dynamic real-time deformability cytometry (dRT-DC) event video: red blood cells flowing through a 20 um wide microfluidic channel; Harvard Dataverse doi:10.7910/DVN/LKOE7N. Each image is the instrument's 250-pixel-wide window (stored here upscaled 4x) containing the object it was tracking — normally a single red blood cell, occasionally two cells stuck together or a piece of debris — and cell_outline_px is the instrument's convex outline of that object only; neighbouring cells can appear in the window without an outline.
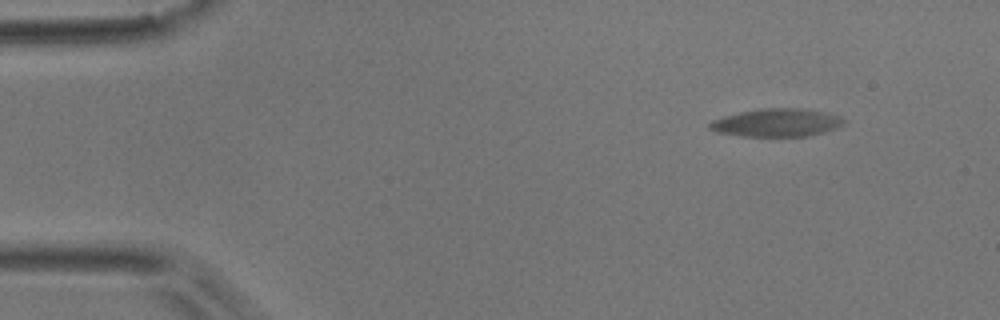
{"species": "common noctule bat (a hibernating species)", "species_latin": "Nyctalus noctula", "temperature_condition": "room temperature", "stored_images_in_passage": 56, "camera_frame_rate_fps": 3000, "um_per_image_px": 0.085, "animal": {"sex": "male", "body_mass_g": 17.9}, "frame": {"image": 1, "passage_image": 1, "time_ms": 0.0, "image_size_px": [1000, 320], "cell_outline_px": [[844, 124], [836, 128], [824, 132], [808, 136], [744, 136], [716, 132], [708, 128], [708, 124], [712, 120], [724, 116], [740, 112], [764, 108], [800, 108], [824, 112], [840, 116], [844, 120]], "centroid_in_image_um": [66.01, 10.43], "position_along_channel_um": 19.0, "area_um2": 21.79}}
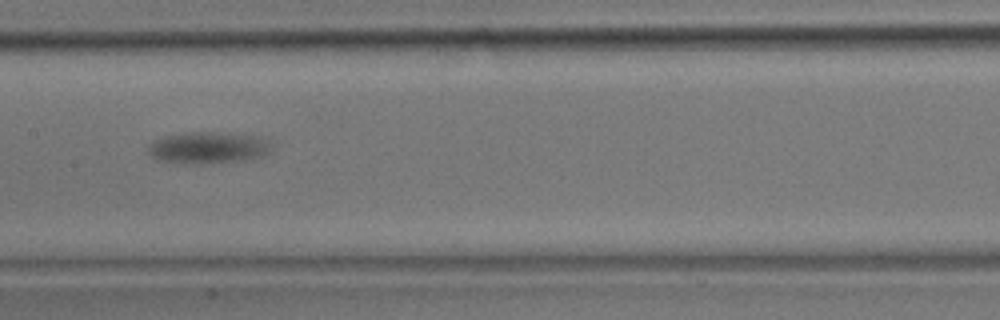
{"frame": {"image": 2, "passage_image": 25, "time_ms": 8.0, "image_size_px": [1000, 320], "cell_outline_px": [[276, 140], [268, 152], [264, 156], [236, 160], [200, 164], [160, 160], [152, 156], [148, 152], [148, 144], [164, 136], [184, 132], [220, 132], [264, 136]], "centroid_in_image_um": [17.79, 12.51], "position_along_channel_um": 189.6, "area_um2": 22.95}}
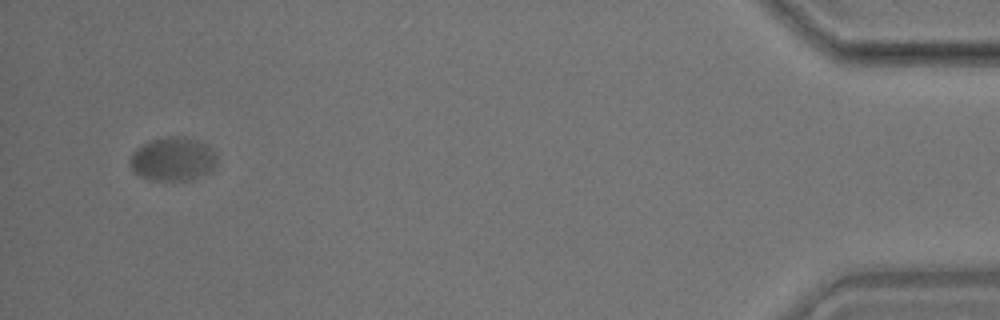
{"frame": {"image": 3, "passage_image": 54, "time_ms": 17.667, "image_size_px": [1000, 320], "cell_outline_px": [[216, 168], [192, 180], [152, 180], [140, 176], [132, 172], [128, 164], [128, 160], [132, 152], [136, 148], [152, 140], [172, 136], [184, 136], [196, 140], [212, 148], [216, 152]], "centroid_in_image_um": [14.67, 13.53], "position_along_channel_um": 420.5, "area_um2": 22.37}, "authors_computed_cell_mechanics": {"area_um2": 21.9062, "velocity_mm_per_s": 3.2661, "shape_relaxation_time_tau1_ms": 3.4805, "shape_relaxation_time_tau2_ms": null, "deformation_change_tau1": 0.1508, "deformation_change_tau2": null}}